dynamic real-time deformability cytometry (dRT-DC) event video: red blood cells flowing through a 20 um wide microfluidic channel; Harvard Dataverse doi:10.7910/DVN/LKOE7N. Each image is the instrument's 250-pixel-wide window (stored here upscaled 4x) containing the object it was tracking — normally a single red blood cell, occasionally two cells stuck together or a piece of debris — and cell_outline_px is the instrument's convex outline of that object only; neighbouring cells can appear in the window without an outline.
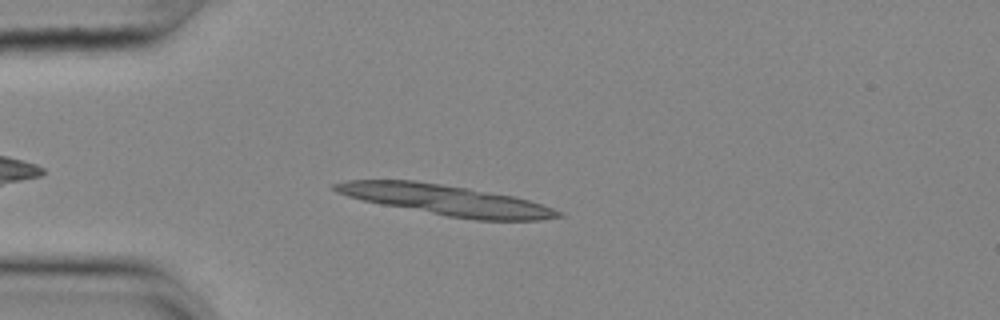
{"species": "common noctule bat (a hibernating species)", "species_latin": "Nyctalus noctula", "temperature_condition": "cold", "stored_images_in_passage": 35, "segment_of_instrument_passage": [1, 2], "camera_frame_rate_fps": 3000, "um_per_image_px": 0.085, "animal": {"sex": "female", "body_mass_g": 25.1}, "frame": {"image": 1, "passage_image": 6, "time_ms": 1.667, "image_size_px": [1000, 320], "cell_outline_px": [[564, 216], [540, 220], [476, 220], [448, 216], [380, 204], [348, 196], [336, 192], [332, 188], [332, 184], [348, 180], [412, 180], [468, 188], [512, 196], [528, 200], [564, 212]], "centroid_in_image_um": [37.91, 17.01], "position_along_channel_um": 47.1, "area_um2": 39.13}}